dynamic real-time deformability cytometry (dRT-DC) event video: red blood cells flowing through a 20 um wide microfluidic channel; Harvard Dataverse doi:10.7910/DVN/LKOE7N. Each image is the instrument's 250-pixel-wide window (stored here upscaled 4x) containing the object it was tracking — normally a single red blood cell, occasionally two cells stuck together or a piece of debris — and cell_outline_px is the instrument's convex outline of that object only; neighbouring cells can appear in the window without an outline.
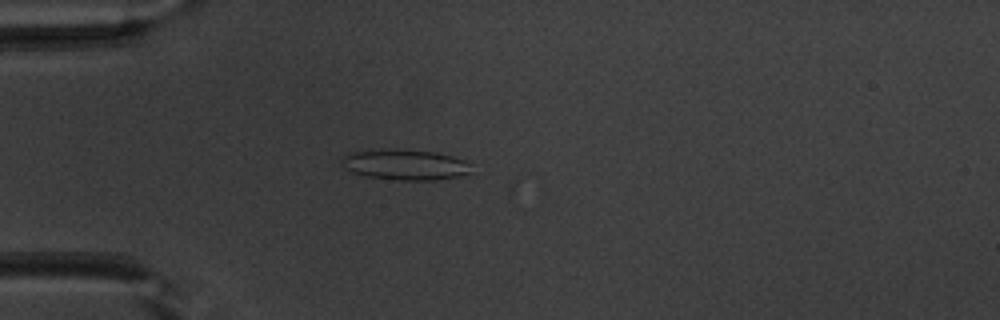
{"species": "common noctule bat (a hibernating species)", "species_latin": "Nyctalus noctula", "temperature_condition": "warm", "stored_images_in_passage": 25, "camera_frame_rate_fps": 3000, "um_per_image_px": 0.085, "animal": {"sex": "male", "body_mass_g": 20.1, "forearm_length_mm": 53.5}, "frame": {"image": 1, "passage_image": 14, "time_ms": 4.333, "image_size_px": [1000, 320], "cell_outline_px": [[472, 172], [460, 176], [436, 180], [396, 180], [368, 176], [352, 172], [340, 164], [340, 160], [344, 156], [352, 152], [436, 152], [452, 156], [468, 164]], "centroid_in_image_um": [34.46, 14.06], "position_along_channel_um": 50.5, "area_um2": 21.79}}
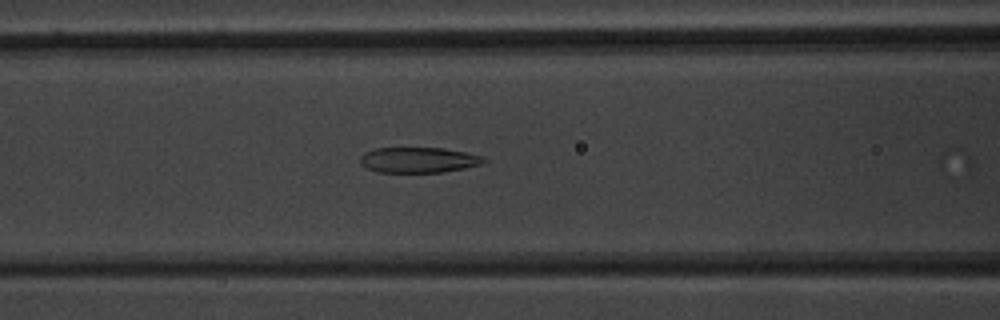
{"frame": {"image": 2, "passage_image": 21, "time_ms": 6.667, "image_size_px": [1000, 320], "cell_outline_px": [[488, 160], [480, 164], [464, 168], [444, 172], [376, 172], [360, 164], [360, 156], [364, 152], [376, 148], [444, 148], [484, 156]], "centroid_in_image_um": [35.57, 13.59], "position_along_channel_um": 131.0, "area_um2": 18.38}}
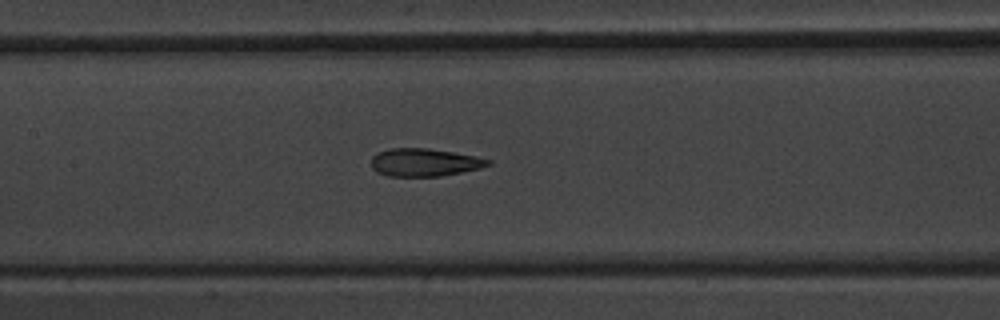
{"frame": {"image": 3, "passage_image": 24, "time_ms": 7.667, "image_size_px": [1000, 320], "cell_outline_px": [[492, 164], [480, 168], [440, 176], [388, 176], [376, 172], [372, 168], [372, 156], [388, 148], [428, 148], [476, 156], [492, 160]], "centroid_in_image_um": [36.08, 13.8], "position_along_channel_um": 171.3, "area_um2": 18.9}}